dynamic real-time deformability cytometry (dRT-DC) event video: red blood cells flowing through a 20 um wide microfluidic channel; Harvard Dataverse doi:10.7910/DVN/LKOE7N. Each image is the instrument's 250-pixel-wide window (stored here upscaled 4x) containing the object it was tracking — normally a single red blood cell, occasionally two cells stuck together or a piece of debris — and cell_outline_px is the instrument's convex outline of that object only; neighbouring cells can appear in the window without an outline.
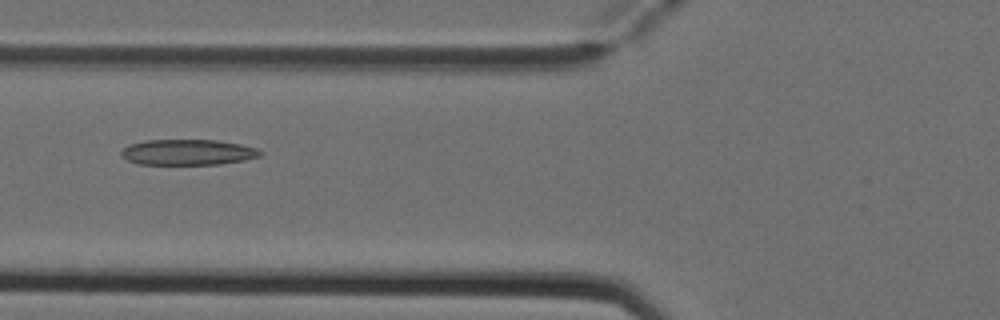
{"species": "Egyptian fruit bat (a non-hibernating species)", "species_latin": "Rousettus aegyptiacus", "temperature_condition": "cold", "stored_images_in_passage": 7, "camera_frame_rate_fps": 3000, "um_per_image_px": 0.085, "animal": {"sex": "female"}, "frame": {"image": 1, "passage_image": 4, "time_ms": 1.0, "image_size_px": [1000, 320], "cell_outline_px": [[264, 152], [260, 156], [244, 160], [220, 164], [136, 164], [128, 160], [120, 152], [128, 144], [144, 140], [216, 140], [240, 144], [256, 148]], "centroid_in_image_um": [15.97, 12.93], "position_along_channel_um": 109.8, "area_um2": 20.75}}
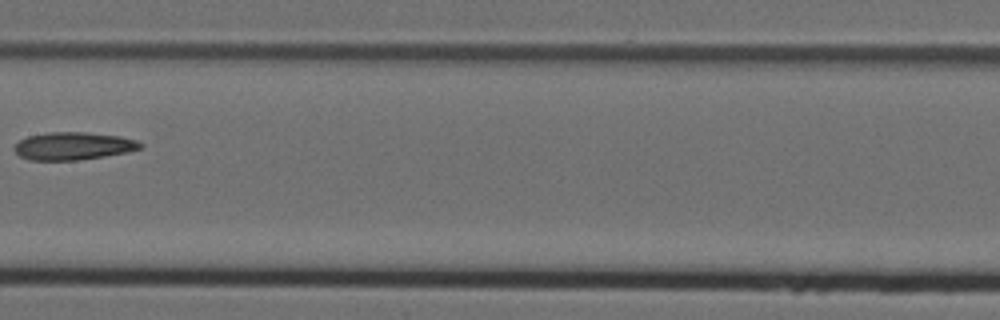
{"frame": {"image": 2, "passage_image": 6, "time_ms": 1.667, "image_size_px": [1000, 320], "cell_outline_px": [[144, 148], [128, 152], [104, 156], [76, 160], [28, 160], [20, 156], [12, 148], [20, 140], [28, 136], [48, 132], [84, 132], [120, 136], [136, 140], [144, 144]], "centroid_in_image_um": [6.25, 12.41], "position_along_channel_um": 201.2, "area_um2": 20.4}}
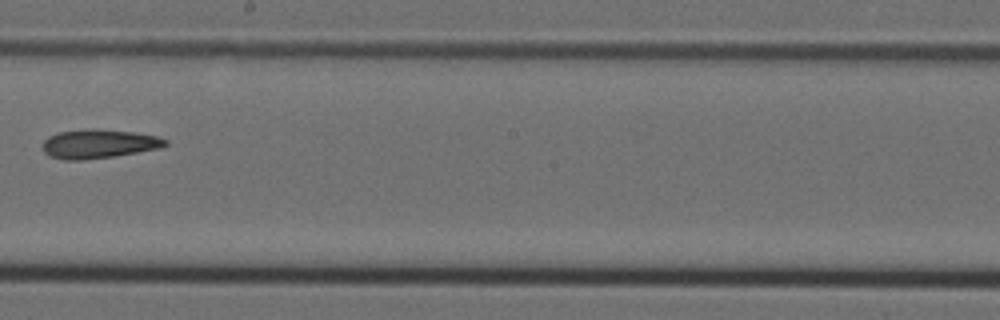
{"frame": {"image": 3, "passage_image": 7, "time_ms": 2.0, "image_size_px": [1000, 320], "cell_outline_px": [[168, 144], [160, 148], [112, 156], [80, 160], [64, 160], [48, 156], [44, 152], [44, 140], [48, 136], [60, 132], [92, 128], [96, 128], [132, 132], [156, 136], [168, 140]], "centroid_in_image_um": [8.38, 12.22], "position_along_channel_um": 239.8, "area_um2": 20.52}}